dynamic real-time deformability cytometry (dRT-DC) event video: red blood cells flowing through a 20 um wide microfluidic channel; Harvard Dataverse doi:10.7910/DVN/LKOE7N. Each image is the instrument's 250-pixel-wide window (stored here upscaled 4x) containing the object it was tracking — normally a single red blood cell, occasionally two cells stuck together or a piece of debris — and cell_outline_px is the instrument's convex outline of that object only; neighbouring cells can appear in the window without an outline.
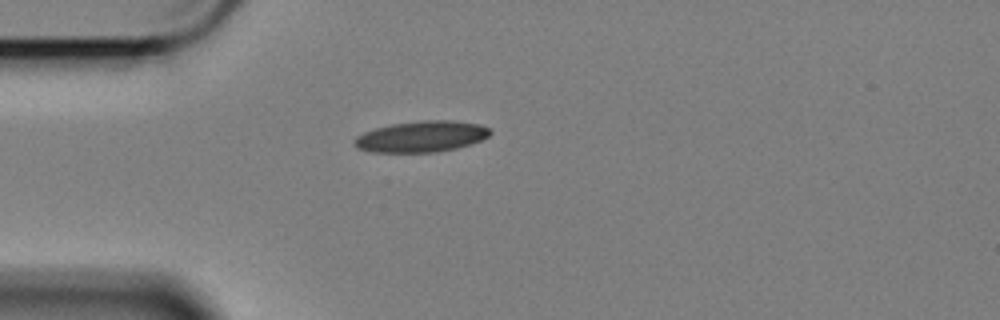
{"species": "Egyptian fruit bat (a non-hibernating species)", "species_latin": "Rousettus aegyptiacus", "temperature_condition": "cold", "stored_images_in_passage": 6, "camera_frame_rate_fps": 3000, "um_per_image_px": 0.085, "animal": {"sex": "female"}, "frame": {"image": 1, "passage_image": 1, "time_ms": 0.0, "image_size_px": [1000, 320], "cell_outline_px": [[492, 132], [488, 136], [480, 140], [456, 148], [436, 152], [372, 152], [356, 148], [356, 136], [364, 132], [376, 128], [392, 124], [420, 120], [452, 120], [480, 124], [488, 128]], "centroid_in_image_um": [35.82, 11.6], "position_along_channel_um": 49.2, "area_um2": 24.39}}